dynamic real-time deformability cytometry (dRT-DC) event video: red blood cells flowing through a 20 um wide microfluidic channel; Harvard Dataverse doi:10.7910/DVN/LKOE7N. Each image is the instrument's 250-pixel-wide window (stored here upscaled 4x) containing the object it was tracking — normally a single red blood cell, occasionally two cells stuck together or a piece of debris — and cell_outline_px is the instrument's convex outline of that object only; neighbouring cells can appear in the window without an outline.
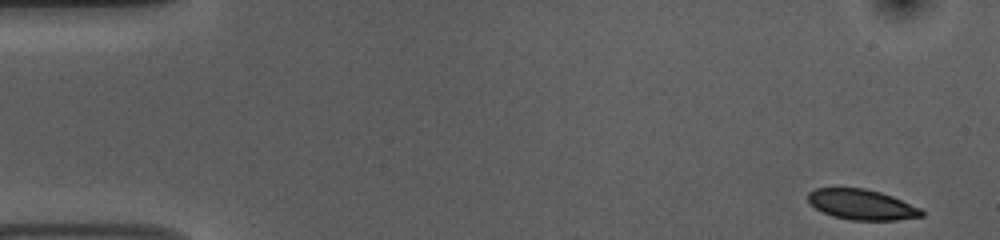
{"species": "common noctule bat (a hibernating species)", "species_latin": "Nyctalus noctula", "temperature_condition": "room temperature", "stored_images_in_passage": 52, "camera_frame_rate_fps": 3000, "um_per_image_px": 0.085, "animal": {"sex": "female", "body_mass_g": 10.0, "forearm_length_mm": 53.1}, "frame": {"image": 1, "passage_image": 1, "time_ms": 0.0, "image_size_px": [1000, 240], "cell_outline_px": [[924, 216], [896, 220], [848, 220], [832, 216], [816, 208], [808, 200], [808, 192], [816, 188], [864, 188], [880, 192], [892, 196], [920, 208], [924, 212]], "centroid_in_image_um": [73.25, 17.39], "position_along_channel_um": 11.7, "area_um2": 20.0}}
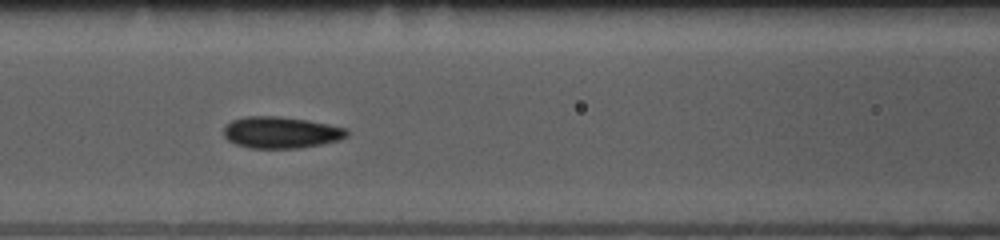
{"frame": {"image": 2, "passage_image": 21, "time_ms": 6.667, "image_size_px": [1000, 240], "cell_outline_px": [[348, 136], [340, 140], [300, 148], [248, 148], [236, 144], [228, 140], [224, 136], [224, 128], [232, 120], [244, 116], [280, 116], [308, 120], [348, 128]], "centroid_in_image_um": [23.9, 11.25], "position_along_channel_um": 142.7, "area_um2": 22.77}}
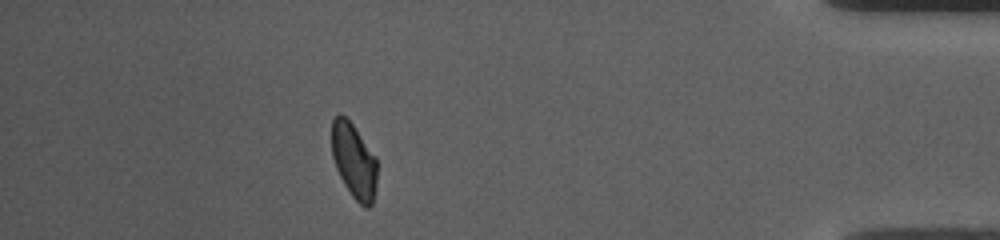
{"frame": {"image": 3, "passage_image": 46, "time_ms": 15.0, "image_size_px": [1000, 240], "cell_outline_px": [[376, 184], [372, 204], [368, 208], [364, 208], [352, 196], [344, 184], [336, 168], [332, 156], [332, 120], [340, 112], [352, 124], [376, 156]], "centroid_in_image_um": [30.08, 13.68], "position_along_channel_um": 405.1, "area_um2": 19.71}, "authors_computed_cell_mechanics": {"area_um2": 21.1837, "velocity_mm_per_s": 3.7152, "shape_relaxation_time_tau1_ms": 3.1938, "shape_relaxation_time_tau2_ms": 1.6755, "deformation_change_tau1": 0.103, "deformation_change_tau2": 0.0486}}